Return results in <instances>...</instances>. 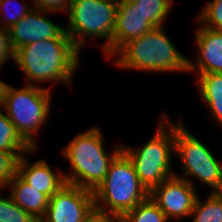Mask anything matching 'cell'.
<instances>
[{
  "label": "cell",
  "mask_w": 222,
  "mask_h": 222,
  "mask_svg": "<svg viewBox=\"0 0 222 222\" xmlns=\"http://www.w3.org/2000/svg\"><path fill=\"white\" fill-rule=\"evenodd\" d=\"M0 222H40L26 210L19 207L11 197H0Z\"/></svg>",
  "instance_id": "cell-21"
},
{
  "label": "cell",
  "mask_w": 222,
  "mask_h": 222,
  "mask_svg": "<svg viewBox=\"0 0 222 222\" xmlns=\"http://www.w3.org/2000/svg\"><path fill=\"white\" fill-rule=\"evenodd\" d=\"M126 222H167L165 214L147 198L125 214Z\"/></svg>",
  "instance_id": "cell-20"
},
{
  "label": "cell",
  "mask_w": 222,
  "mask_h": 222,
  "mask_svg": "<svg viewBox=\"0 0 222 222\" xmlns=\"http://www.w3.org/2000/svg\"><path fill=\"white\" fill-rule=\"evenodd\" d=\"M177 175L163 181L149 192V198L165 214L166 218L190 216L198 197L190 179Z\"/></svg>",
  "instance_id": "cell-10"
},
{
  "label": "cell",
  "mask_w": 222,
  "mask_h": 222,
  "mask_svg": "<svg viewBox=\"0 0 222 222\" xmlns=\"http://www.w3.org/2000/svg\"><path fill=\"white\" fill-rule=\"evenodd\" d=\"M155 26L162 27L164 19L171 11V0H130Z\"/></svg>",
  "instance_id": "cell-19"
},
{
  "label": "cell",
  "mask_w": 222,
  "mask_h": 222,
  "mask_svg": "<svg viewBox=\"0 0 222 222\" xmlns=\"http://www.w3.org/2000/svg\"><path fill=\"white\" fill-rule=\"evenodd\" d=\"M7 87H8V84L0 80V105L1 106H4V100H5Z\"/></svg>",
  "instance_id": "cell-28"
},
{
  "label": "cell",
  "mask_w": 222,
  "mask_h": 222,
  "mask_svg": "<svg viewBox=\"0 0 222 222\" xmlns=\"http://www.w3.org/2000/svg\"><path fill=\"white\" fill-rule=\"evenodd\" d=\"M186 127L175 124V151L182 159L185 176H193L219 192L222 188V164Z\"/></svg>",
  "instance_id": "cell-8"
},
{
  "label": "cell",
  "mask_w": 222,
  "mask_h": 222,
  "mask_svg": "<svg viewBox=\"0 0 222 222\" xmlns=\"http://www.w3.org/2000/svg\"><path fill=\"white\" fill-rule=\"evenodd\" d=\"M0 150L9 152H35L17 132L16 127L0 108Z\"/></svg>",
  "instance_id": "cell-17"
},
{
  "label": "cell",
  "mask_w": 222,
  "mask_h": 222,
  "mask_svg": "<svg viewBox=\"0 0 222 222\" xmlns=\"http://www.w3.org/2000/svg\"><path fill=\"white\" fill-rule=\"evenodd\" d=\"M6 186H11L10 197L19 207L39 221L44 218L49 202V198L45 194L25 183L17 174Z\"/></svg>",
  "instance_id": "cell-15"
},
{
  "label": "cell",
  "mask_w": 222,
  "mask_h": 222,
  "mask_svg": "<svg viewBox=\"0 0 222 222\" xmlns=\"http://www.w3.org/2000/svg\"><path fill=\"white\" fill-rule=\"evenodd\" d=\"M72 0H33L34 8L41 9L46 12H65Z\"/></svg>",
  "instance_id": "cell-27"
},
{
  "label": "cell",
  "mask_w": 222,
  "mask_h": 222,
  "mask_svg": "<svg viewBox=\"0 0 222 222\" xmlns=\"http://www.w3.org/2000/svg\"><path fill=\"white\" fill-rule=\"evenodd\" d=\"M120 68L142 71H188V58L180 54L162 27H156L125 43L116 53Z\"/></svg>",
  "instance_id": "cell-2"
},
{
  "label": "cell",
  "mask_w": 222,
  "mask_h": 222,
  "mask_svg": "<svg viewBox=\"0 0 222 222\" xmlns=\"http://www.w3.org/2000/svg\"><path fill=\"white\" fill-rule=\"evenodd\" d=\"M156 28L130 0H118L112 57L127 42Z\"/></svg>",
  "instance_id": "cell-12"
},
{
  "label": "cell",
  "mask_w": 222,
  "mask_h": 222,
  "mask_svg": "<svg viewBox=\"0 0 222 222\" xmlns=\"http://www.w3.org/2000/svg\"><path fill=\"white\" fill-rule=\"evenodd\" d=\"M93 195L94 207L102 211L108 207L109 212L125 215L145 201L149 192L141 184L129 157L121 151L111 162L104 180Z\"/></svg>",
  "instance_id": "cell-4"
},
{
  "label": "cell",
  "mask_w": 222,
  "mask_h": 222,
  "mask_svg": "<svg viewBox=\"0 0 222 222\" xmlns=\"http://www.w3.org/2000/svg\"><path fill=\"white\" fill-rule=\"evenodd\" d=\"M26 155L18 162L17 175L28 185L36 188L48 198L52 197L62 186L66 184L64 173H54L44 160H38L30 165Z\"/></svg>",
  "instance_id": "cell-14"
},
{
  "label": "cell",
  "mask_w": 222,
  "mask_h": 222,
  "mask_svg": "<svg viewBox=\"0 0 222 222\" xmlns=\"http://www.w3.org/2000/svg\"><path fill=\"white\" fill-rule=\"evenodd\" d=\"M50 90L38 88L32 83L23 88L7 87L4 107L7 117L16 127L21 137L36 149L34 133L40 130L41 124L46 121L51 103Z\"/></svg>",
  "instance_id": "cell-7"
},
{
  "label": "cell",
  "mask_w": 222,
  "mask_h": 222,
  "mask_svg": "<svg viewBox=\"0 0 222 222\" xmlns=\"http://www.w3.org/2000/svg\"><path fill=\"white\" fill-rule=\"evenodd\" d=\"M13 0H0V12H1V10H2V14H4V12L5 13H8L6 10H8L9 8H7V7H9L10 6V4H11V2H12ZM15 1V0H14ZM20 6V5H19ZM22 6V7H21ZM20 6V8L18 9L17 7V9L13 12V13H11L10 14V17H9V14H5V15H7L6 17H5V15H4V17L6 18V19H4L5 21V26L3 25V27L5 28V29H9V28H11L15 23H17V22H19L22 18H24V16L27 14V13H29L31 10H32V8H30V7H27L26 5H21ZM5 10V11H4Z\"/></svg>",
  "instance_id": "cell-24"
},
{
  "label": "cell",
  "mask_w": 222,
  "mask_h": 222,
  "mask_svg": "<svg viewBox=\"0 0 222 222\" xmlns=\"http://www.w3.org/2000/svg\"><path fill=\"white\" fill-rule=\"evenodd\" d=\"M190 216H194L193 222H222V196L211 192L204 204L198 196Z\"/></svg>",
  "instance_id": "cell-18"
},
{
  "label": "cell",
  "mask_w": 222,
  "mask_h": 222,
  "mask_svg": "<svg viewBox=\"0 0 222 222\" xmlns=\"http://www.w3.org/2000/svg\"><path fill=\"white\" fill-rule=\"evenodd\" d=\"M118 0H72L68 8L69 21L65 29L75 46L82 50L86 37H100L110 58L116 21ZM85 37V38H84Z\"/></svg>",
  "instance_id": "cell-5"
},
{
  "label": "cell",
  "mask_w": 222,
  "mask_h": 222,
  "mask_svg": "<svg viewBox=\"0 0 222 222\" xmlns=\"http://www.w3.org/2000/svg\"><path fill=\"white\" fill-rule=\"evenodd\" d=\"M79 54L71 38H51L18 48L15 62L26 74V84L46 81L69 84L78 66Z\"/></svg>",
  "instance_id": "cell-1"
},
{
  "label": "cell",
  "mask_w": 222,
  "mask_h": 222,
  "mask_svg": "<svg viewBox=\"0 0 222 222\" xmlns=\"http://www.w3.org/2000/svg\"><path fill=\"white\" fill-rule=\"evenodd\" d=\"M102 133L92 128L77 135L62 150L70 161L72 174H64L66 183L94 191L104 180L109 166L122 151L123 146L115 147L110 155L105 153Z\"/></svg>",
  "instance_id": "cell-3"
},
{
  "label": "cell",
  "mask_w": 222,
  "mask_h": 222,
  "mask_svg": "<svg viewBox=\"0 0 222 222\" xmlns=\"http://www.w3.org/2000/svg\"><path fill=\"white\" fill-rule=\"evenodd\" d=\"M203 26L222 32V0H212L197 16Z\"/></svg>",
  "instance_id": "cell-23"
},
{
  "label": "cell",
  "mask_w": 222,
  "mask_h": 222,
  "mask_svg": "<svg viewBox=\"0 0 222 222\" xmlns=\"http://www.w3.org/2000/svg\"><path fill=\"white\" fill-rule=\"evenodd\" d=\"M44 13L51 12L34 8L8 29L15 51L26 44L36 41L51 38H70L62 26L54 24L43 15Z\"/></svg>",
  "instance_id": "cell-11"
},
{
  "label": "cell",
  "mask_w": 222,
  "mask_h": 222,
  "mask_svg": "<svg viewBox=\"0 0 222 222\" xmlns=\"http://www.w3.org/2000/svg\"><path fill=\"white\" fill-rule=\"evenodd\" d=\"M200 93L212 115L222 125V74L206 73L198 75Z\"/></svg>",
  "instance_id": "cell-16"
},
{
  "label": "cell",
  "mask_w": 222,
  "mask_h": 222,
  "mask_svg": "<svg viewBox=\"0 0 222 222\" xmlns=\"http://www.w3.org/2000/svg\"><path fill=\"white\" fill-rule=\"evenodd\" d=\"M94 208L93 191L66 183L49 198L40 222H85Z\"/></svg>",
  "instance_id": "cell-9"
},
{
  "label": "cell",
  "mask_w": 222,
  "mask_h": 222,
  "mask_svg": "<svg viewBox=\"0 0 222 222\" xmlns=\"http://www.w3.org/2000/svg\"><path fill=\"white\" fill-rule=\"evenodd\" d=\"M2 21L0 20V23ZM4 23L0 26V66L8 61V58L15 60V49L9 37V30L3 27Z\"/></svg>",
  "instance_id": "cell-25"
},
{
  "label": "cell",
  "mask_w": 222,
  "mask_h": 222,
  "mask_svg": "<svg viewBox=\"0 0 222 222\" xmlns=\"http://www.w3.org/2000/svg\"><path fill=\"white\" fill-rule=\"evenodd\" d=\"M195 36L200 55H197L196 65L188 60V72L222 74V32L201 26Z\"/></svg>",
  "instance_id": "cell-13"
},
{
  "label": "cell",
  "mask_w": 222,
  "mask_h": 222,
  "mask_svg": "<svg viewBox=\"0 0 222 222\" xmlns=\"http://www.w3.org/2000/svg\"><path fill=\"white\" fill-rule=\"evenodd\" d=\"M218 193L222 196V188L220 189V191Z\"/></svg>",
  "instance_id": "cell-29"
},
{
  "label": "cell",
  "mask_w": 222,
  "mask_h": 222,
  "mask_svg": "<svg viewBox=\"0 0 222 222\" xmlns=\"http://www.w3.org/2000/svg\"><path fill=\"white\" fill-rule=\"evenodd\" d=\"M160 122L155 135L143 147H122L148 192L176 175L171 174V155L175 151V122Z\"/></svg>",
  "instance_id": "cell-6"
},
{
  "label": "cell",
  "mask_w": 222,
  "mask_h": 222,
  "mask_svg": "<svg viewBox=\"0 0 222 222\" xmlns=\"http://www.w3.org/2000/svg\"><path fill=\"white\" fill-rule=\"evenodd\" d=\"M24 152H9L0 150V189L17 174L19 159Z\"/></svg>",
  "instance_id": "cell-22"
},
{
  "label": "cell",
  "mask_w": 222,
  "mask_h": 222,
  "mask_svg": "<svg viewBox=\"0 0 222 222\" xmlns=\"http://www.w3.org/2000/svg\"><path fill=\"white\" fill-rule=\"evenodd\" d=\"M111 213V214H110ZM112 216V217H111ZM126 222L124 214L102 211L94 207L87 215L85 222Z\"/></svg>",
  "instance_id": "cell-26"
}]
</instances>
